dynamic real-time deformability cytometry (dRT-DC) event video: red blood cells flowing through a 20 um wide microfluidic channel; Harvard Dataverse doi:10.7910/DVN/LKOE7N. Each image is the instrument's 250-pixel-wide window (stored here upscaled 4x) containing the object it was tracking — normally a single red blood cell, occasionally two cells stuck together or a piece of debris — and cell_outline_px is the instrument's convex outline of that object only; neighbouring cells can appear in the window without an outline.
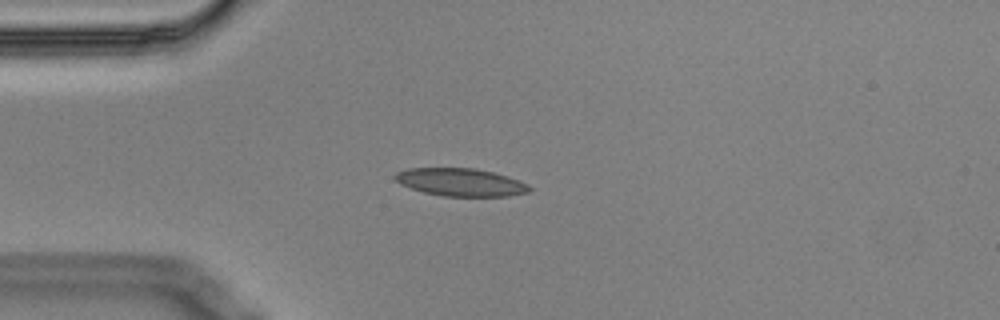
{"species": "Egyptian fruit bat (a non-hibernating species)", "species_latin": "Rousettus aegyptiacus", "temperature_condition": "cold", "stored_images_in_passage": 7, "camera_frame_rate_fps": 3000, "um_per_image_px": 0.085, "animal": {"sex": "male"}, "frame": {"image": 1, "passage_image": 4, "time_ms": 1.0, "image_size_px": [1000, 320], "cell_outline_px": [[532, 188], [528, 192], [508, 196], [444, 196], [424, 192], [400, 184], [392, 176], [396, 172], [408, 168], [476, 168], [508, 176], [528, 184]], "centroid_in_image_um": [39.15, 15.48], "position_along_channel_um": 45.9, "area_um2": 21.73}}
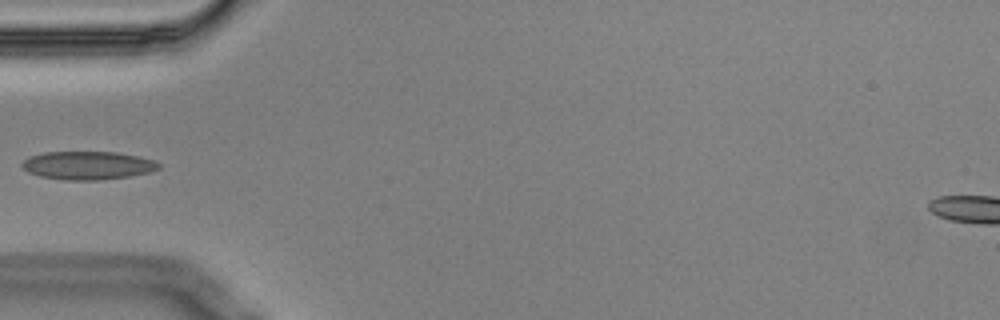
{"frame": {"image": 2, "passage_image": 5, "time_ms": 1.333, "image_size_px": [1000, 320], "cell_outline_px": [[160, 168], [148, 172], [128, 176], [100, 180], [64, 180], [40, 176], [28, 172], [20, 164], [28, 156], [44, 152], [116, 152], [156, 160], [160, 164]], "centroid_in_image_um": [7.44, 14.05], "position_along_channel_um": 77.6, "area_um2": 22.48}}